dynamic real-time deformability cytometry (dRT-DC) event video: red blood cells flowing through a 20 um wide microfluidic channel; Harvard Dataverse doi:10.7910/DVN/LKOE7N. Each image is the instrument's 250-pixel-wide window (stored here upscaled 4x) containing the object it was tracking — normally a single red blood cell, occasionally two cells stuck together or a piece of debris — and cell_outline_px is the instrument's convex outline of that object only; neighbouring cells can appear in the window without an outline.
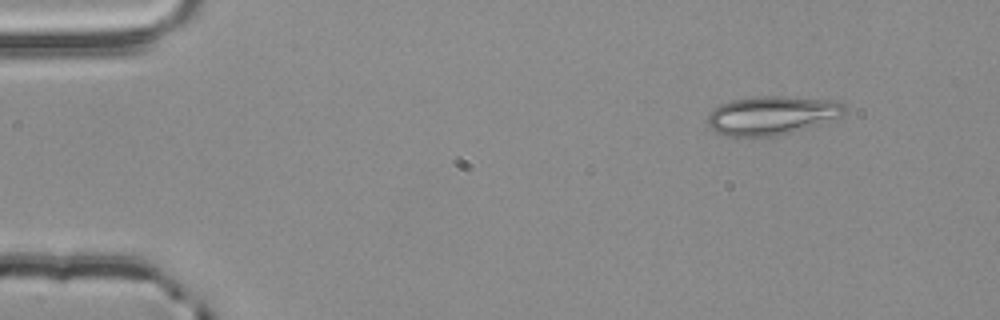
{"species": "common noctule bat (a hibernating species)", "species_latin": "Nyctalus noctula", "temperature_condition": "room temperature", "stored_images_in_passage": 3, "camera_frame_rate_fps": 3000, "um_per_image_px": 0.085, "animal": {"sex": "male", "body_mass_g": 20.4}, "frame": {"image": 1, "passage_image": 1, "time_ms": 0.0, "image_size_px": [1000, 320], "cell_outline_px": [[844, 112], [840, 116], [792, 132], [776, 136], [728, 136], [716, 132], [708, 128], [708, 116], [712, 108], [720, 104], [732, 100], [760, 96], [780, 96], [836, 100], [844, 104]], "centroid_in_image_um": [65.54, 9.8], "position_along_channel_um": 19.5, "area_um2": 30.63}}